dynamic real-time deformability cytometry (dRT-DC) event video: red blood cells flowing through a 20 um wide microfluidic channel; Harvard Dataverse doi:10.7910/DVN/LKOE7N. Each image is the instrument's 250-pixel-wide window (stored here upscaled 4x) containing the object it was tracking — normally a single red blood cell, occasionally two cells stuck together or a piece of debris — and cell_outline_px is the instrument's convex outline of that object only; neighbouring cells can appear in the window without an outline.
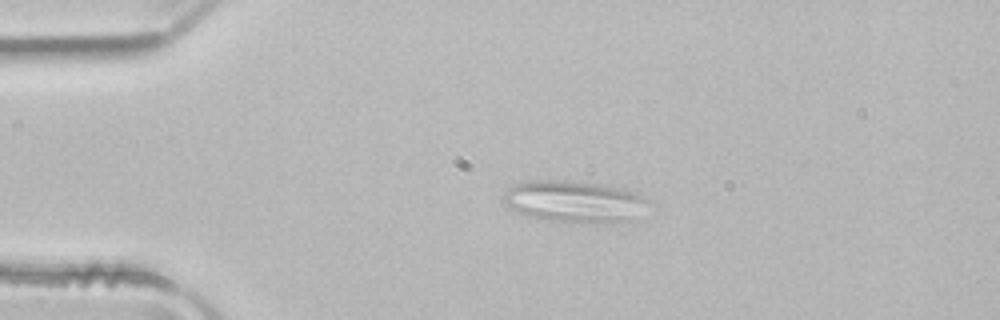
{"species": "common noctule bat (a hibernating species)", "species_latin": "Nyctalus noctula", "temperature_condition": "room temperature", "stored_images_in_passage": 3, "camera_frame_rate_fps": 3000, "um_per_image_px": 0.085, "animal": {"sex": "male", "body_mass_g": 21.5, "forearm_length_mm": 52.0}, "frame": {"image": 1, "passage_image": 2, "time_ms": 0.333, "image_size_px": [1000, 320], "cell_outline_px": [[656, 204], [632, 220], [604, 224], [548, 220], [528, 216], [508, 208], [500, 200], [504, 192], [512, 184], [520, 180], [576, 180], [608, 184], [636, 192], [652, 200]], "centroid_in_image_um": [48.89, 17.11], "position_along_channel_um": 36.1, "area_um2": 36.93}}